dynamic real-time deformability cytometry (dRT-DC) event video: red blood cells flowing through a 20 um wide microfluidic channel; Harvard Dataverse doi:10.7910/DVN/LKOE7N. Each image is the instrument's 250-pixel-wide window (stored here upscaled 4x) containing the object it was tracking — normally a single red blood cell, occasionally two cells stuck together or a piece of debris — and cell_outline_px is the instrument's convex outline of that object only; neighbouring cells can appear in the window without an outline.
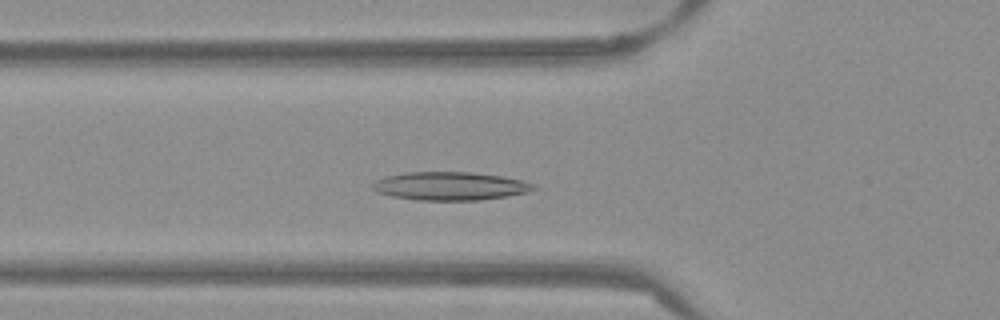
{"species": "Egyptian fruit bat (a non-hibernating species)", "species_latin": "Rousettus aegyptiacus", "temperature_condition": "warm", "stored_images_in_passage": 40, "camera_frame_rate_fps": 3000, "um_per_image_px": 0.085, "frame": {"image": 1, "passage_image": 12, "time_ms": 3.667, "image_size_px": [1000, 320], "cell_outline_px": [[536, 188], [528, 192], [480, 200], [420, 200], [392, 196], [376, 192], [372, 188], [372, 184], [376, 180], [388, 176], [404, 172], [472, 172], [500, 176], [524, 180], [532, 184]], "centroid_in_image_um": [38.24, 15.81], "position_along_channel_um": 87.6, "area_um2": 26.36}}
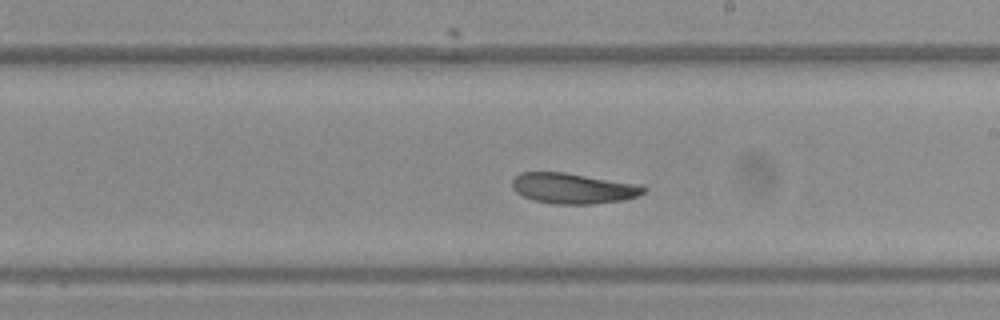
{"frame": {"image": 2, "passage_image": 24, "time_ms": 7.667, "image_size_px": [1000, 320], "cell_outline_px": [[648, 188], [644, 192], [636, 196], [624, 200], [596, 204], [552, 204], [532, 200], [516, 192], [512, 188], [512, 180], [520, 172], [564, 172], [632, 184]], "centroid_in_image_um": [48.64, 16.02], "position_along_channel_um": 240.4, "area_um2": 23.12}}
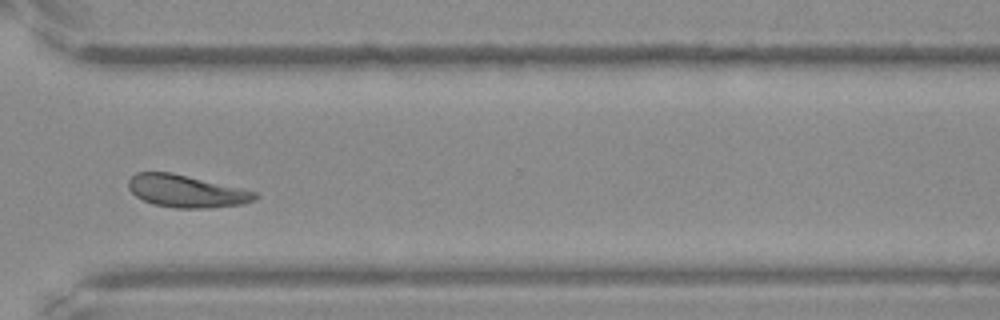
{"frame": {"image": 3, "passage_image": 33, "time_ms": 10.667, "image_size_px": [1000, 320], "cell_outline_px": [[260, 196], [244, 204], [208, 208], [176, 208], [152, 204], [136, 196], [128, 188], [128, 180], [136, 172], [172, 172], [256, 192]], "centroid_in_image_um": [15.81, 16.25], "position_along_channel_um": 354.8, "area_um2": 23.76}, "authors_computed_cell_mechanics": {"area_um2": 23.6691, "velocity_mm_per_s": 3.8074, "shape_relaxation_time_tau1_ms": null, "shape_relaxation_time_tau2_ms": 6.3998, "deformation_change_tau1": null, "deformation_change_tau2": 0.1304}}